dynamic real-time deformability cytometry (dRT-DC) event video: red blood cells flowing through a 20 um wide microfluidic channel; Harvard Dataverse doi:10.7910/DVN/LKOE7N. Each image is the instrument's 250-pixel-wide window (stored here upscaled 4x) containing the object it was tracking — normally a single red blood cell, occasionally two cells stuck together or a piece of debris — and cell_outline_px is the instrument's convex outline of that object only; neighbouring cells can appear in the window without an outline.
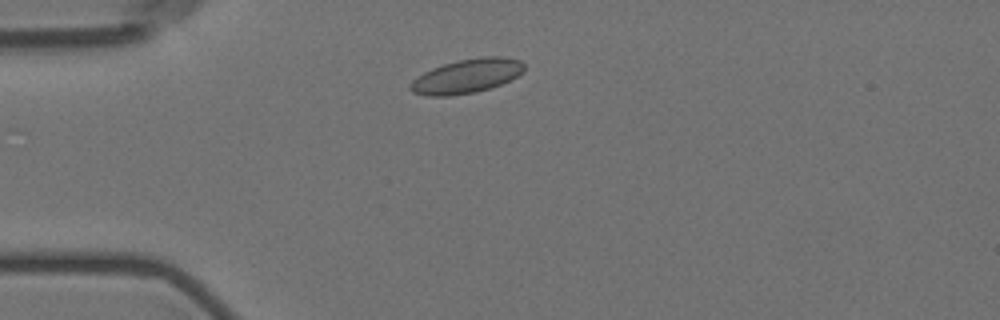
{"species": "Egyptian fruit bat (a non-hibernating species)", "species_latin": "Rousettus aegyptiacus", "temperature_condition": "room temperature", "stored_images_in_passage": 2, "camera_frame_rate_fps": 3000, "um_per_image_px": 0.085, "animal": {"sex": "female"}, "frame": {"image": 1, "passage_image": 2, "time_ms": 1.0, "image_size_px": [1000, 320], "cell_outline_px": [[524, 72], [500, 84], [476, 92], [448, 96], [428, 96], [412, 92], [408, 88], [412, 80], [416, 76], [432, 68], [456, 60], [480, 56], [504, 56], [520, 60], [524, 64]], "centroid_in_image_um": [39.65, 6.45], "position_along_channel_um": 45.4, "area_um2": 22.77}}